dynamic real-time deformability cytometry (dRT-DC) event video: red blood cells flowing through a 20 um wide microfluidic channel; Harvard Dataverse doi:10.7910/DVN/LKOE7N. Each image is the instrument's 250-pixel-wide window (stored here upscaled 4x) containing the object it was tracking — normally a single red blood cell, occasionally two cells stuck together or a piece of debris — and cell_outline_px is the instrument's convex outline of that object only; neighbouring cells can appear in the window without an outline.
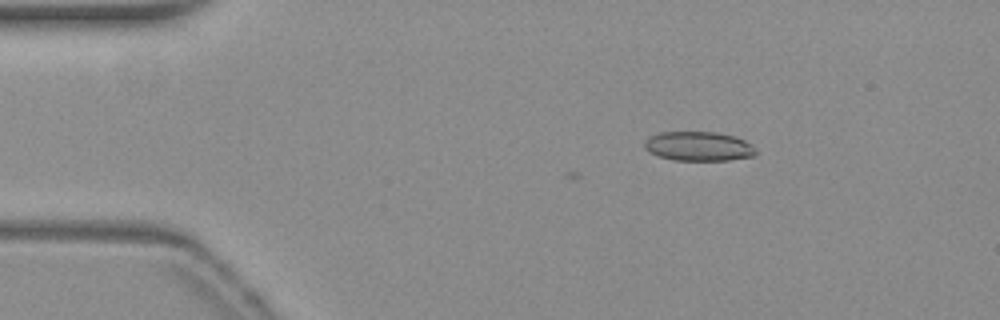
{"species": "common noctule bat (a hibernating species)", "species_latin": "Nyctalus noctula", "temperature_condition": "warm", "stored_images_in_passage": 8, "camera_frame_rate_fps": 3000, "um_per_image_px": 0.085, "animal": {"sex": "female", "body_mass_g": 19.3, "forearm_length_mm": 54.1}, "frame": {"image": 1, "passage_image": 8, "time_ms": 2.333, "image_size_px": [1000, 320], "cell_outline_px": [[756, 156], [728, 160], [676, 160], [660, 156], [648, 152], [644, 148], [644, 144], [648, 136], [660, 132], [716, 132], [732, 136], [744, 140], [756, 152]], "centroid_in_image_um": [59.33, 12.43], "position_along_channel_um": 25.7, "area_um2": 18.84}}